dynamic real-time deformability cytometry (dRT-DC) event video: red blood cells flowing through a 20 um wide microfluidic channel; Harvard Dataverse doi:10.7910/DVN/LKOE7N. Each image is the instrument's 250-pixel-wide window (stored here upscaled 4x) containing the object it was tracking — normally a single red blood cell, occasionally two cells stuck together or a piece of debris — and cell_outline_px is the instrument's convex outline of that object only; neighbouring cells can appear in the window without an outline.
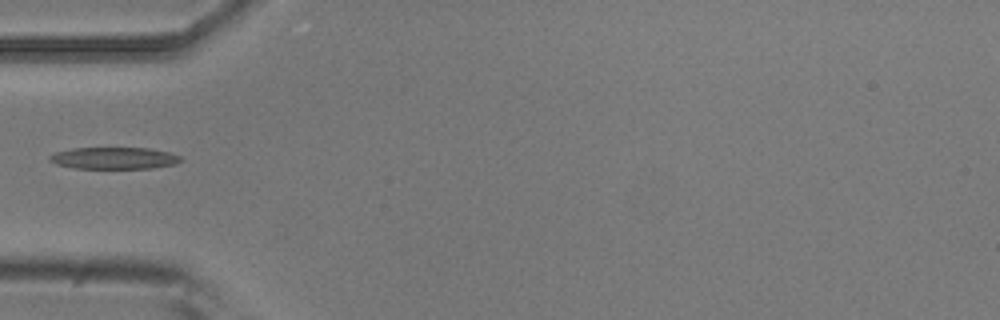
{"species": "common noctule bat (a hibernating species)", "species_latin": "Nyctalus noctula", "temperature_condition": "room temperature", "stored_images_in_passage": 4, "camera_frame_rate_fps": 3000, "um_per_image_px": 0.085, "animal": {"sex": "male", "body_mass_g": 20.5, "forearm_length_mm": 52.5}, "frame": {"image": 1, "passage_image": 4, "time_ms": 1.0, "image_size_px": [1000, 320], "cell_outline_px": [[184, 160], [176, 164], [152, 168], [72, 168], [56, 164], [48, 160], [48, 156], [56, 152], [72, 148], [148, 148], [168, 152], [180, 156]], "centroid_in_image_um": [9.69, 13.44], "position_along_channel_um": 75.3, "area_um2": 16.7}}